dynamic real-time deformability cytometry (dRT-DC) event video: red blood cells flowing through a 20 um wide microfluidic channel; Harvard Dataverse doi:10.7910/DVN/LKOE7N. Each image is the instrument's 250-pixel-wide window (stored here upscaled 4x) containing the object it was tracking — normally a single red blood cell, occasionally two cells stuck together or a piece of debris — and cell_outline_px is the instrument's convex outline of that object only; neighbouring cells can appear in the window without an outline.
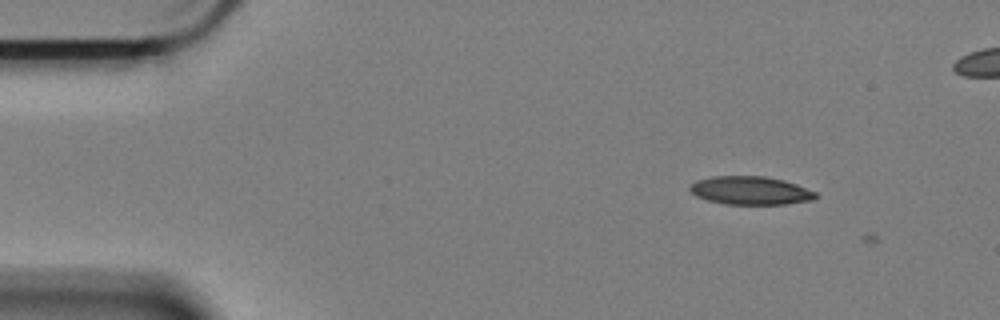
{"species": "Egyptian fruit bat (a non-hibernating species)", "species_latin": "Rousettus aegyptiacus", "temperature_condition": "cold", "stored_images_in_passage": 2, "camera_frame_rate_fps": 3000, "um_per_image_px": 0.085, "animal": {"sex": "female"}, "frame": {"image": 1, "passage_image": 1, "time_ms": 0.0, "image_size_px": [1000, 320], "cell_outline_px": [[816, 196], [812, 200], [784, 204], [724, 204], [708, 200], [696, 196], [688, 188], [696, 180], [712, 176], [764, 176], [784, 180], [796, 184], [816, 192]], "centroid_in_image_um": [63.77, 16.19], "position_along_channel_um": 21.2, "area_um2": 20.63}}